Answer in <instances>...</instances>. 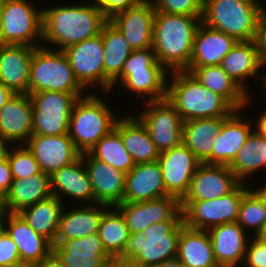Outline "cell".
I'll use <instances>...</instances> for the list:
<instances>
[{
    "label": "cell",
    "mask_w": 266,
    "mask_h": 267,
    "mask_svg": "<svg viewBox=\"0 0 266 267\" xmlns=\"http://www.w3.org/2000/svg\"><path fill=\"white\" fill-rule=\"evenodd\" d=\"M208 232L219 267H239L240 262L243 264L249 237L237 222L215 226Z\"/></svg>",
    "instance_id": "d4e9b609"
},
{
    "label": "cell",
    "mask_w": 266,
    "mask_h": 267,
    "mask_svg": "<svg viewBox=\"0 0 266 267\" xmlns=\"http://www.w3.org/2000/svg\"><path fill=\"white\" fill-rule=\"evenodd\" d=\"M185 71L205 88L222 96L235 110L245 109L251 104V96L220 65L189 66Z\"/></svg>",
    "instance_id": "4316f807"
},
{
    "label": "cell",
    "mask_w": 266,
    "mask_h": 267,
    "mask_svg": "<svg viewBox=\"0 0 266 267\" xmlns=\"http://www.w3.org/2000/svg\"><path fill=\"white\" fill-rule=\"evenodd\" d=\"M6 232L16 243L20 259L40 263L52 251V243L38 234L18 213H9Z\"/></svg>",
    "instance_id": "f1b7e54d"
},
{
    "label": "cell",
    "mask_w": 266,
    "mask_h": 267,
    "mask_svg": "<svg viewBox=\"0 0 266 267\" xmlns=\"http://www.w3.org/2000/svg\"><path fill=\"white\" fill-rule=\"evenodd\" d=\"M3 210V198L0 196V211Z\"/></svg>",
    "instance_id": "e7e4bbea"
},
{
    "label": "cell",
    "mask_w": 266,
    "mask_h": 267,
    "mask_svg": "<svg viewBox=\"0 0 266 267\" xmlns=\"http://www.w3.org/2000/svg\"><path fill=\"white\" fill-rule=\"evenodd\" d=\"M158 163L167 194L181 201L187 194L191 179L201 162L181 143L160 153Z\"/></svg>",
    "instance_id": "5bb4252c"
},
{
    "label": "cell",
    "mask_w": 266,
    "mask_h": 267,
    "mask_svg": "<svg viewBox=\"0 0 266 267\" xmlns=\"http://www.w3.org/2000/svg\"><path fill=\"white\" fill-rule=\"evenodd\" d=\"M182 221L166 220L153 223L142 232L130 233L122 252L114 261L129 267H152L175 258Z\"/></svg>",
    "instance_id": "3957f363"
},
{
    "label": "cell",
    "mask_w": 266,
    "mask_h": 267,
    "mask_svg": "<svg viewBox=\"0 0 266 267\" xmlns=\"http://www.w3.org/2000/svg\"><path fill=\"white\" fill-rule=\"evenodd\" d=\"M52 196L50 175L41 171L23 179H13L3 198V209L9 213H19L24 208Z\"/></svg>",
    "instance_id": "f546056e"
},
{
    "label": "cell",
    "mask_w": 266,
    "mask_h": 267,
    "mask_svg": "<svg viewBox=\"0 0 266 267\" xmlns=\"http://www.w3.org/2000/svg\"><path fill=\"white\" fill-rule=\"evenodd\" d=\"M167 99L184 122L199 118H228L235 109L220 95L200 84L190 72L172 71Z\"/></svg>",
    "instance_id": "277c9868"
},
{
    "label": "cell",
    "mask_w": 266,
    "mask_h": 267,
    "mask_svg": "<svg viewBox=\"0 0 266 267\" xmlns=\"http://www.w3.org/2000/svg\"><path fill=\"white\" fill-rule=\"evenodd\" d=\"M13 179H23L40 173V167L26 145H13L8 154Z\"/></svg>",
    "instance_id": "b9f144b4"
},
{
    "label": "cell",
    "mask_w": 266,
    "mask_h": 267,
    "mask_svg": "<svg viewBox=\"0 0 266 267\" xmlns=\"http://www.w3.org/2000/svg\"><path fill=\"white\" fill-rule=\"evenodd\" d=\"M34 5L30 0L5 1L0 21V44L43 46L40 44L42 9Z\"/></svg>",
    "instance_id": "9c48e42d"
},
{
    "label": "cell",
    "mask_w": 266,
    "mask_h": 267,
    "mask_svg": "<svg viewBox=\"0 0 266 267\" xmlns=\"http://www.w3.org/2000/svg\"><path fill=\"white\" fill-rule=\"evenodd\" d=\"M50 183L52 195L63 204V197L73 198L77 204L80 201L82 205L83 202L85 205L95 204L91 181L81 157L74 163L54 171L50 175Z\"/></svg>",
    "instance_id": "cb8c5ba5"
},
{
    "label": "cell",
    "mask_w": 266,
    "mask_h": 267,
    "mask_svg": "<svg viewBox=\"0 0 266 267\" xmlns=\"http://www.w3.org/2000/svg\"><path fill=\"white\" fill-rule=\"evenodd\" d=\"M238 41L204 23L198 27L189 66L220 65Z\"/></svg>",
    "instance_id": "83f0119b"
},
{
    "label": "cell",
    "mask_w": 266,
    "mask_h": 267,
    "mask_svg": "<svg viewBox=\"0 0 266 267\" xmlns=\"http://www.w3.org/2000/svg\"><path fill=\"white\" fill-rule=\"evenodd\" d=\"M80 207L65 211L66 204L62 210L58 231L52 245H58L63 240L83 238L87 235L98 232L101 218L105 211L110 207L105 204H80ZM72 208V209H71Z\"/></svg>",
    "instance_id": "484cf974"
},
{
    "label": "cell",
    "mask_w": 266,
    "mask_h": 267,
    "mask_svg": "<svg viewBox=\"0 0 266 267\" xmlns=\"http://www.w3.org/2000/svg\"><path fill=\"white\" fill-rule=\"evenodd\" d=\"M176 257L186 267H219L209 232L187 227L183 221L180 223Z\"/></svg>",
    "instance_id": "4dcf8cb0"
},
{
    "label": "cell",
    "mask_w": 266,
    "mask_h": 267,
    "mask_svg": "<svg viewBox=\"0 0 266 267\" xmlns=\"http://www.w3.org/2000/svg\"><path fill=\"white\" fill-rule=\"evenodd\" d=\"M2 267H38V264L20 259Z\"/></svg>",
    "instance_id": "9f6ffc18"
},
{
    "label": "cell",
    "mask_w": 266,
    "mask_h": 267,
    "mask_svg": "<svg viewBox=\"0 0 266 267\" xmlns=\"http://www.w3.org/2000/svg\"><path fill=\"white\" fill-rule=\"evenodd\" d=\"M9 143V141L0 137V162L8 159V154L11 149Z\"/></svg>",
    "instance_id": "db71d44e"
},
{
    "label": "cell",
    "mask_w": 266,
    "mask_h": 267,
    "mask_svg": "<svg viewBox=\"0 0 266 267\" xmlns=\"http://www.w3.org/2000/svg\"><path fill=\"white\" fill-rule=\"evenodd\" d=\"M253 42L261 59L266 61V10L259 17Z\"/></svg>",
    "instance_id": "c3c4849f"
},
{
    "label": "cell",
    "mask_w": 266,
    "mask_h": 267,
    "mask_svg": "<svg viewBox=\"0 0 266 267\" xmlns=\"http://www.w3.org/2000/svg\"><path fill=\"white\" fill-rule=\"evenodd\" d=\"M168 70H139L132 73H121L112 83V89L118 85L136 97H145V102L167 98Z\"/></svg>",
    "instance_id": "e575fe53"
},
{
    "label": "cell",
    "mask_w": 266,
    "mask_h": 267,
    "mask_svg": "<svg viewBox=\"0 0 266 267\" xmlns=\"http://www.w3.org/2000/svg\"><path fill=\"white\" fill-rule=\"evenodd\" d=\"M38 267H66L60 258L52 251L45 259L38 263Z\"/></svg>",
    "instance_id": "f907efd6"
},
{
    "label": "cell",
    "mask_w": 266,
    "mask_h": 267,
    "mask_svg": "<svg viewBox=\"0 0 266 267\" xmlns=\"http://www.w3.org/2000/svg\"><path fill=\"white\" fill-rule=\"evenodd\" d=\"M106 267H129V265L122 263V262L113 261L109 263Z\"/></svg>",
    "instance_id": "94428289"
},
{
    "label": "cell",
    "mask_w": 266,
    "mask_h": 267,
    "mask_svg": "<svg viewBox=\"0 0 266 267\" xmlns=\"http://www.w3.org/2000/svg\"><path fill=\"white\" fill-rule=\"evenodd\" d=\"M114 128L120 133L135 164L158 160L160 153L152 142L148 129L136 115L128 114L118 118Z\"/></svg>",
    "instance_id": "1f68e13d"
},
{
    "label": "cell",
    "mask_w": 266,
    "mask_h": 267,
    "mask_svg": "<svg viewBox=\"0 0 266 267\" xmlns=\"http://www.w3.org/2000/svg\"><path fill=\"white\" fill-rule=\"evenodd\" d=\"M101 9L104 16L110 19L115 14L127 10L138 0H93Z\"/></svg>",
    "instance_id": "7dc6e473"
},
{
    "label": "cell",
    "mask_w": 266,
    "mask_h": 267,
    "mask_svg": "<svg viewBox=\"0 0 266 267\" xmlns=\"http://www.w3.org/2000/svg\"><path fill=\"white\" fill-rule=\"evenodd\" d=\"M52 246L66 267H106L114 261L104 250L98 233L63 240Z\"/></svg>",
    "instance_id": "44dd1931"
},
{
    "label": "cell",
    "mask_w": 266,
    "mask_h": 267,
    "mask_svg": "<svg viewBox=\"0 0 266 267\" xmlns=\"http://www.w3.org/2000/svg\"><path fill=\"white\" fill-rule=\"evenodd\" d=\"M106 103L104 97L102 100L92 91L78 98L73 106L68 135L81 154L89 152L115 126L118 117Z\"/></svg>",
    "instance_id": "5b68a950"
},
{
    "label": "cell",
    "mask_w": 266,
    "mask_h": 267,
    "mask_svg": "<svg viewBox=\"0 0 266 267\" xmlns=\"http://www.w3.org/2000/svg\"><path fill=\"white\" fill-rule=\"evenodd\" d=\"M64 204L55 196L24 208L18 214L38 234L55 241Z\"/></svg>",
    "instance_id": "8d00e7d4"
},
{
    "label": "cell",
    "mask_w": 266,
    "mask_h": 267,
    "mask_svg": "<svg viewBox=\"0 0 266 267\" xmlns=\"http://www.w3.org/2000/svg\"><path fill=\"white\" fill-rule=\"evenodd\" d=\"M229 168L241 183H246L251 175L266 169V138L253 131Z\"/></svg>",
    "instance_id": "74e56055"
},
{
    "label": "cell",
    "mask_w": 266,
    "mask_h": 267,
    "mask_svg": "<svg viewBox=\"0 0 266 267\" xmlns=\"http://www.w3.org/2000/svg\"><path fill=\"white\" fill-rule=\"evenodd\" d=\"M115 207L122 213L130 233L142 232L153 223L183 220L180 201L174 196L144 202H123Z\"/></svg>",
    "instance_id": "4fadbf2b"
},
{
    "label": "cell",
    "mask_w": 266,
    "mask_h": 267,
    "mask_svg": "<svg viewBox=\"0 0 266 267\" xmlns=\"http://www.w3.org/2000/svg\"><path fill=\"white\" fill-rule=\"evenodd\" d=\"M76 79L85 88L100 87L104 94V46L101 33L64 50ZM90 87V88H89Z\"/></svg>",
    "instance_id": "7c38bea8"
},
{
    "label": "cell",
    "mask_w": 266,
    "mask_h": 267,
    "mask_svg": "<svg viewBox=\"0 0 266 267\" xmlns=\"http://www.w3.org/2000/svg\"><path fill=\"white\" fill-rule=\"evenodd\" d=\"M146 109L136 115L146 126L157 151L162 153L178 146L183 138V120L166 98L145 102Z\"/></svg>",
    "instance_id": "8fae6325"
},
{
    "label": "cell",
    "mask_w": 266,
    "mask_h": 267,
    "mask_svg": "<svg viewBox=\"0 0 266 267\" xmlns=\"http://www.w3.org/2000/svg\"><path fill=\"white\" fill-rule=\"evenodd\" d=\"M241 111L235 110L223 122L219 136L214 138L211 164L229 166L254 131V127L251 126L254 120L247 118L246 121Z\"/></svg>",
    "instance_id": "603a6c76"
},
{
    "label": "cell",
    "mask_w": 266,
    "mask_h": 267,
    "mask_svg": "<svg viewBox=\"0 0 266 267\" xmlns=\"http://www.w3.org/2000/svg\"><path fill=\"white\" fill-rule=\"evenodd\" d=\"M169 196L157 161L138 163L125 175L123 202H144Z\"/></svg>",
    "instance_id": "7402d4cb"
},
{
    "label": "cell",
    "mask_w": 266,
    "mask_h": 267,
    "mask_svg": "<svg viewBox=\"0 0 266 267\" xmlns=\"http://www.w3.org/2000/svg\"><path fill=\"white\" fill-rule=\"evenodd\" d=\"M262 66H264V68H266L265 66H266V61H263V64H262ZM265 72V74H263L262 75V77H261V79H262V83H263V89H264V91H266V70L264 71Z\"/></svg>",
    "instance_id": "6125c7cd"
},
{
    "label": "cell",
    "mask_w": 266,
    "mask_h": 267,
    "mask_svg": "<svg viewBox=\"0 0 266 267\" xmlns=\"http://www.w3.org/2000/svg\"><path fill=\"white\" fill-rule=\"evenodd\" d=\"M260 187L258 189L253 187V190L266 202V184L263 187L260 185Z\"/></svg>",
    "instance_id": "680465c9"
},
{
    "label": "cell",
    "mask_w": 266,
    "mask_h": 267,
    "mask_svg": "<svg viewBox=\"0 0 266 267\" xmlns=\"http://www.w3.org/2000/svg\"><path fill=\"white\" fill-rule=\"evenodd\" d=\"M97 233L104 250L113 260L122 252L125 241L130 237L125 219L115 206L105 211Z\"/></svg>",
    "instance_id": "f35d334b"
},
{
    "label": "cell",
    "mask_w": 266,
    "mask_h": 267,
    "mask_svg": "<svg viewBox=\"0 0 266 267\" xmlns=\"http://www.w3.org/2000/svg\"><path fill=\"white\" fill-rule=\"evenodd\" d=\"M108 21L93 1L85 4L56 5L42 9V43L48 48H65L101 33Z\"/></svg>",
    "instance_id": "6da1fadb"
},
{
    "label": "cell",
    "mask_w": 266,
    "mask_h": 267,
    "mask_svg": "<svg viewBox=\"0 0 266 267\" xmlns=\"http://www.w3.org/2000/svg\"><path fill=\"white\" fill-rule=\"evenodd\" d=\"M25 145L34 155L40 170L49 175L74 163L81 156L68 134L31 135Z\"/></svg>",
    "instance_id": "2e32d148"
},
{
    "label": "cell",
    "mask_w": 266,
    "mask_h": 267,
    "mask_svg": "<svg viewBox=\"0 0 266 267\" xmlns=\"http://www.w3.org/2000/svg\"><path fill=\"white\" fill-rule=\"evenodd\" d=\"M155 8L151 0H138L108 19L133 50L152 47Z\"/></svg>",
    "instance_id": "9a60e30c"
},
{
    "label": "cell",
    "mask_w": 266,
    "mask_h": 267,
    "mask_svg": "<svg viewBox=\"0 0 266 267\" xmlns=\"http://www.w3.org/2000/svg\"><path fill=\"white\" fill-rule=\"evenodd\" d=\"M88 153L125 174L135 166L131 155L124 146L120 133L115 128L97 142Z\"/></svg>",
    "instance_id": "ab89813d"
},
{
    "label": "cell",
    "mask_w": 266,
    "mask_h": 267,
    "mask_svg": "<svg viewBox=\"0 0 266 267\" xmlns=\"http://www.w3.org/2000/svg\"><path fill=\"white\" fill-rule=\"evenodd\" d=\"M104 46V93L112 91V83L121 75L125 61L133 49L122 33L108 20L102 27Z\"/></svg>",
    "instance_id": "d590c367"
},
{
    "label": "cell",
    "mask_w": 266,
    "mask_h": 267,
    "mask_svg": "<svg viewBox=\"0 0 266 267\" xmlns=\"http://www.w3.org/2000/svg\"><path fill=\"white\" fill-rule=\"evenodd\" d=\"M35 48L22 44H0V82L14 94H28Z\"/></svg>",
    "instance_id": "ffe728a7"
},
{
    "label": "cell",
    "mask_w": 266,
    "mask_h": 267,
    "mask_svg": "<svg viewBox=\"0 0 266 267\" xmlns=\"http://www.w3.org/2000/svg\"><path fill=\"white\" fill-rule=\"evenodd\" d=\"M263 60L259 56L253 40L238 41L224 56L220 66L222 69L249 94L245 79L262 77ZM260 71V73H259Z\"/></svg>",
    "instance_id": "d6a6232c"
},
{
    "label": "cell",
    "mask_w": 266,
    "mask_h": 267,
    "mask_svg": "<svg viewBox=\"0 0 266 267\" xmlns=\"http://www.w3.org/2000/svg\"><path fill=\"white\" fill-rule=\"evenodd\" d=\"M32 130L31 97L29 94H14L0 109V137L9 141L11 146L14 143L25 145Z\"/></svg>",
    "instance_id": "d6986e66"
},
{
    "label": "cell",
    "mask_w": 266,
    "mask_h": 267,
    "mask_svg": "<svg viewBox=\"0 0 266 267\" xmlns=\"http://www.w3.org/2000/svg\"><path fill=\"white\" fill-rule=\"evenodd\" d=\"M139 70H167L157 61L153 47L133 50L125 61L121 73H132Z\"/></svg>",
    "instance_id": "7bdbcfd3"
},
{
    "label": "cell",
    "mask_w": 266,
    "mask_h": 267,
    "mask_svg": "<svg viewBox=\"0 0 266 267\" xmlns=\"http://www.w3.org/2000/svg\"><path fill=\"white\" fill-rule=\"evenodd\" d=\"M20 260L16 243L5 232L0 238V267Z\"/></svg>",
    "instance_id": "bcb514c9"
},
{
    "label": "cell",
    "mask_w": 266,
    "mask_h": 267,
    "mask_svg": "<svg viewBox=\"0 0 266 267\" xmlns=\"http://www.w3.org/2000/svg\"><path fill=\"white\" fill-rule=\"evenodd\" d=\"M12 181V171L8 159H6L0 162V196L2 198L8 193Z\"/></svg>",
    "instance_id": "681fc988"
},
{
    "label": "cell",
    "mask_w": 266,
    "mask_h": 267,
    "mask_svg": "<svg viewBox=\"0 0 266 267\" xmlns=\"http://www.w3.org/2000/svg\"><path fill=\"white\" fill-rule=\"evenodd\" d=\"M227 118H199L183 122L182 143L201 163L211 164L214 138Z\"/></svg>",
    "instance_id": "836d02e7"
},
{
    "label": "cell",
    "mask_w": 266,
    "mask_h": 267,
    "mask_svg": "<svg viewBox=\"0 0 266 267\" xmlns=\"http://www.w3.org/2000/svg\"><path fill=\"white\" fill-rule=\"evenodd\" d=\"M43 91L69 94H84L85 91L64 52L48 48V45L34 49L30 65L28 94Z\"/></svg>",
    "instance_id": "52a82bcc"
},
{
    "label": "cell",
    "mask_w": 266,
    "mask_h": 267,
    "mask_svg": "<svg viewBox=\"0 0 266 267\" xmlns=\"http://www.w3.org/2000/svg\"><path fill=\"white\" fill-rule=\"evenodd\" d=\"M13 95L14 93L0 82V109Z\"/></svg>",
    "instance_id": "f5cc1de1"
},
{
    "label": "cell",
    "mask_w": 266,
    "mask_h": 267,
    "mask_svg": "<svg viewBox=\"0 0 266 267\" xmlns=\"http://www.w3.org/2000/svg\"><path fill=\"white\" fill-rule=\"evenodd\" d=\"M156 12L202 17L199 0H151Z\"/></svg>",
    "instance_id": "ee69618b"
},
{
    "label": "cell",
    "mask_w": 266,
    "mask_h": 267,
    "mask_svg": "<svg viewBox=\"0 0 266 267\" xmlns=\"http://www.w3.org/2000/svg\"><path fill=\"white\" fill-rule=\"evenodd\" d=\"M240 183L229 166L201 163L181 201L217 199L232 192Z\"/></svg>",
    "instance_id": "e0dca14e"
},
{
    "label": "cell",
    "mask_w": 266,
    "mask_h": 267,
    "mask_svg": "<svg viewBox=\"0 0 266 267\" xmlns=\"http://www.w3.org/2000/svg\"><path fill=\"white\" fill-rule=\"evenodd\" d=\"M8 211L3 209L0 211V238L6 232V224H7Z\"/></svg>",
    "instance_id": "6f0895ef"
},
{
    "label": "cell",
    "mask_w": 266,
    "mask_h": 267,
    "mask_svg": "<svg viewBox=\"0 0 266 267\" xmlns=\"http://www.w3.org/2000/svg\"><path fill=\"white\" fill-rule=\"evenodd\" d=\"M236 222L246 232L249 229L254 236H257L265 225L266 202L252 187L243 195Z\"/></svg>",
    "instance_id": "60d3db41"
},
{
    "label": "cell",
    "mask_w": 266,
    "mask_h": 267,
    "mask_svg": "<svg viewBox=\"0 0 266 267\" xmlns=\"http://www.w3.org/2000/svg\"><path fill=\"white\" fill-rule=\"evenodd\" d=\"M251 187L252 183H240L232 192L217 199L180 201L184 224L208 231L221 224L236 222L243 195Z\"/></svg>",
    "instance_id": "ba28073f"
},
{
    "label": "cell",
    "mask_w": 266,
    "mask_h": 267,
    "mask_svg": "<svg viewBox=\"0 0 266 267\" xmlns=\"http://www.w3.org/2000/svg\"><path fill=\"white\" fill-rule=\"evenodd\" d=\"M86 94L43 91L30 94L33 108L32 135L68 134L69 119L75 102Z\"/></svg>",
    "instance_id": "30bf717a"
},
{
    "label": "cell",
    "mask_w": 266,
    "mask_h": 267,
    "mask_svg": "<svg viewBox=\"0 0 266 267\" xmlns=\"http://www.w3.org/2000/svg\"><path fill=\"white\" fill-rule=\"evenodd\" d=\"M201 23L202 17L155 13L152 47L157 61L169 72L185 71L189 67Z\"/></svg>",
    "instance_id": "7a4b0ae2"
},
{
    "label": "cell",
    "mask_w": 266,
    "mask_h": 267,
    "mask_svg": "<svg viewBox=\"0 0 266 267\" xmlns=\"http://www.w3.org/2000/svg\"><path fill=\"white\" fill-rule=\"evenodd\" d=\"M80 157L91 181L95 203L110 207L123 203L126 174L92 157L88 152L82 153Z\"/></svg>",
    "instance_id": "ac0fdd59"
},
{
    "label": "cell",
    "mask_w": 266,
    "mask_h": 267,
    "mask_svg": "<svg viewBox=\"0 0 266 267\" xmlns=\"http://www.w3.org/2000/svg\"><path fill=\"white\" fill-rule=\"evenodd\" d=\"M152 267H186L177 257L165 260Z\"/></svg>",
    "instance_id": "11a10c76"
},
{
    "label": "cell",
    "mask_w": 266,
    "mask_h": 267,
    "mask_svg": "<svg viewBox=\"0 0 266 267\" xmlns=\"http://www.w3.org/2000/svg\"><path fill=\"white\" fill-rule=\"evenodd\" d=\"M253 237L248 241L245 259L240 266L266 267V243L257 236Z\"/></svg>",
    "instance_id": "f6af8a7d"
},
{
    "label": "cell",
    "mask_w": 266,
    "mask_h": 267,
    "mask_svg": "<svg viewBox=\"0 0 266 267\" xmlns=\"http://www.w3.org/2000/svg\"><path fill=\"white\" fill-rule=\"evenodd\" d=\"M256 0H206L202 23L237 41L253 40L260 15L266 10Z\"/></svg>",
    "instance_id": "8992f818"
},
{
    "label": "cell",
    "mask_w": 266,
    "mask_h": 267,
    "mask_svg": "<svg viewBox=\"0 0 266 267\" xmlns=\"http://www.w3.org/2000/svg\"><path fill=\"white\" fill-rule=\"evenodd\" d=\"M202 4L206 1V0H199Z\"/></svg>",
    "instance_id": "03108f58"
},
{
    "label": "cell",
    "mask_w": 266,
    "mask_h": 267,
    "mask_svg": "<svg viewBox=\"0 0 266 267\" xmlns=\"http://www.w3.org/2000/svg\"><path fill=\"white\" fill-rule=\"evenodd\" d=\"M259 116L260 117L258 118V121L255 124L257 126L254 127V131L258 135L266 138V110L261 112Z\"/></svg>",
    "instance_id": "816d5d0a"
},
{
    "label": "cell",
    "mask_w": 266,
    "mask_h": 267,
    "mask_svg": "<svg viewBox=\"0 0 266 267\" xmlns=\"http://www.w3.org/2000/svg\"><path fill=\"white\" fill-rule=\"evenodd\" d=\"M257 237L266 243V222H265V225L263 226L262 230L257 235Z\"/></svg>",
    "instance_id": "91938a15"
},
{
    "label": "cell",
    "mask_w": 266,
    "mask_h": 267,
    "mask_svg": "<svg viewBox=\"0 0 266 267\" xmlns=\"http://www.w3.org/2000/svg\"><path fill=\"white\" fill-rule=\"evenodd\" d=\"M6 0H0V21H1V15H2V10H3V6Z\"/></svg>",
    "instance_id": "be15d7a7"
}]
</instances>
